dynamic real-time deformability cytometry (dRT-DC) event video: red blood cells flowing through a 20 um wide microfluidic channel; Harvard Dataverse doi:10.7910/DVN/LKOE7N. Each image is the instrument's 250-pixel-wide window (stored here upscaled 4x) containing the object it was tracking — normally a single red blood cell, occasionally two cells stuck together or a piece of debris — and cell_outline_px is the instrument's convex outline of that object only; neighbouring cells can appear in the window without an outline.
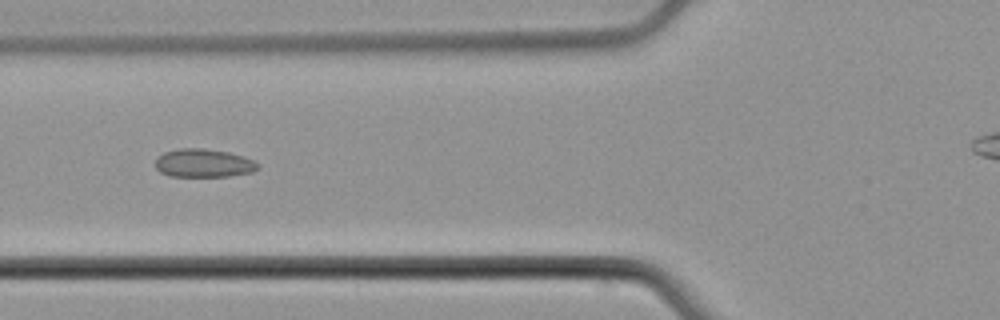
{"species": "common noctule bat (a hibernating species)", "species_latin": "Nyctalus noctula", "temperature_condition": "cold", "stored_images_in_passage": 7, "camera_frame_rate_fps": 3000, "um_per_image_px": 0.085, "animal": {"sex": "male", "body_mass_g": 21.5, "forearm_length_mm": 52.0}, "frame": {"image": 1, "passage_image": 6, "time_ms": 6.0, "image_size_px": [1000, 320], "cell_outline_px": [[260, 168], [252, 172], [228, 176], [172, 176], [160, 172], [156, 168], [156, 160], [164, 152], [180, 148], [204, 148], [228, 152], [252, 160], [260, 164]], "centroid_in_image_um": [17.32, 13.86], "position_along_channel_um": 108.5, "area_um2": 16.76}}
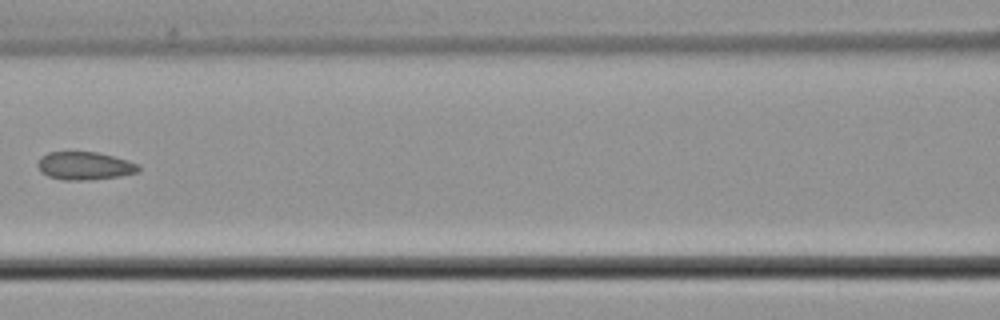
{"frame": {"image": 2, "passage_image": 7, "time_ms": 7.333, "image_size_px": [1000, 320], "cell_outline_px": [[140, 172], [120, 176], [88, 180], [64, 180], [48, 176], [40, 172], [36, 164], [40, 156], [48, 152], [96, 152], [128, 160], [140, 164]], "centroid_in_image_um": [7.19, 14.1], "position_along_channel_um": 159.4, "area_um2": 16.65}}